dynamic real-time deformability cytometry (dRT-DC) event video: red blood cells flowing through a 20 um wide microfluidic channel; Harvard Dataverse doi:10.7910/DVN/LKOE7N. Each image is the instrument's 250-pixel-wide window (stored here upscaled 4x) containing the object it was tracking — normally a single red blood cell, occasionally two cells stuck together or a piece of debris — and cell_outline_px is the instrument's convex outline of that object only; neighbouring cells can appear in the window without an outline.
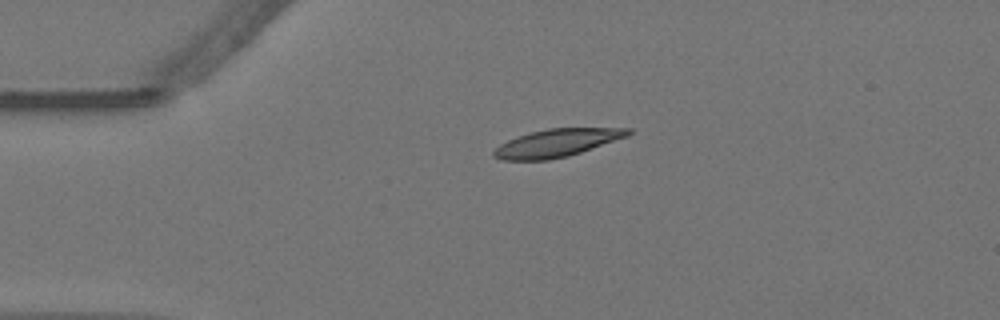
{"species": "Egyptian fruit bat (a non-hibernating species)", "species_latin": "Rousettus aegyptiacus", "temperature_condition": "warm", "stored_images_in_passage": 46, "camera_frame_rate_fps": 3000, "um_per_image_px": 0.085, "animal": {"sex": "female"}, "frame": {"image": 1, "passage_image": 1, "time_ms": 0.0, "image_size_px": [1000, 320], "cell_outline_px": [[632, 132], [628, 136], [568, 156], [548, 160], [504, 160], [492, 156], [492, 152], [500, 144], [508, 140], [528, 132], [548, 128], [632, 128]], "centroid_in_image_um": [47.31, 12.14], "position_along_channel_um": 37.7, "area_um2": 21.68}}
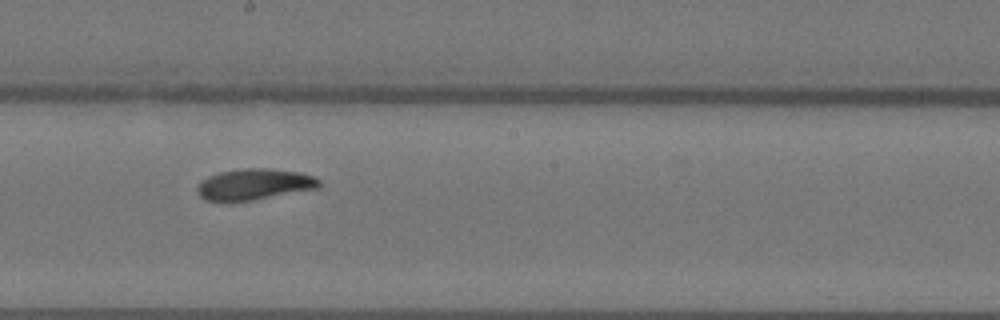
{"frame": {"image": 2, "passage_image": 20, "time_ms": 6.333, "image_size_px": [1000, 320], "cell_outline_px": [[320, 188], [252, 200], [204, 200], [196, 192], [196, 184], [200, 180], [208, 176], [220, 172], [244, 168], [272, 168], [300, 172], [312, 176], [320, 180]], "centroid_in_image_um": [21.6, 15.65], "position_along_channel_um": 226.6, "area_um2": 22.14}}
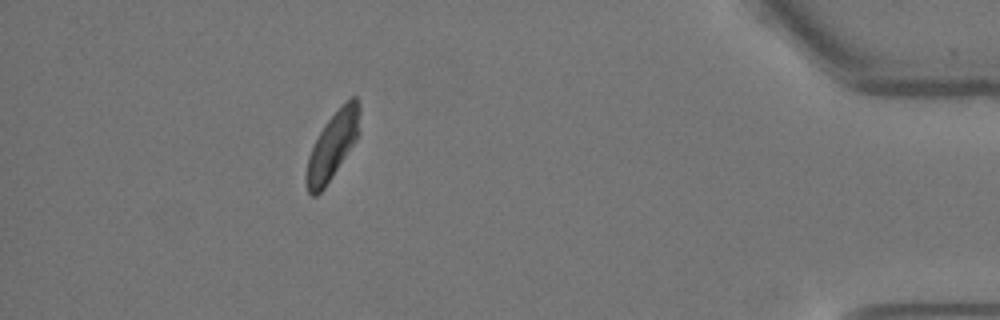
{"frame": {"image": 3, "passage_image": 40, "time_ms": 13.0, "image_size_px": [1000, 320], "cell_outline_px": [[360, 132], [356, 140], [324, 188], [316, 196], [312, 196], [308, 192], [304, 176], [308, 156], [320, 132], [328, 120], [352, 96], [356, 96], [360, 104]], "centroid_in_image_um": [28.27, 12.4], "position_along_channel_um": 406.9, "area_um2": 20.58}, "authors_computed_cell_mechanics": {"area_um2": 21.9351, "velocity_mm_per_s": 3.5026, "shape_relaxation_time_tau1_ms": 3.1192, "shape_relaxation_time_tau2_ms": 3.6761, "deformation_change_tau1": 0.1551, "deformation_change_tau2": 0.0777}}